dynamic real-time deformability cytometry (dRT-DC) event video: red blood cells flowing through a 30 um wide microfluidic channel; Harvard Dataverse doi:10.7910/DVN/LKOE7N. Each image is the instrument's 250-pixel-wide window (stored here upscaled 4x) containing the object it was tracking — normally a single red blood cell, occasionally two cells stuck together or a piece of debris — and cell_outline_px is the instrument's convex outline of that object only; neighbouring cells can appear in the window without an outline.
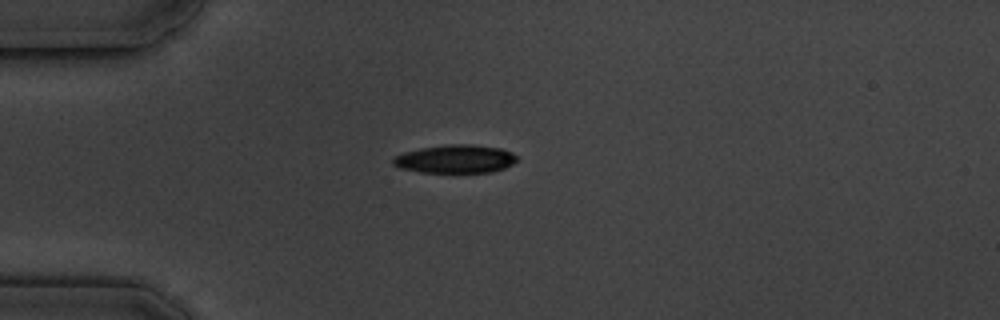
{"species": "common noctule bat (a hibernating species)", "species_latin": "Nyctalus noctula", "temperature_condition": "cold", "stored_images_in_passage": 9, "camera_frame_rate_fps": 3000, "um_per_image_px": 0.085, "animal": {"sex": "male", "body_mass_g": 19.5, "forearm_length_mm": 54.6}, "frame": {"image": 1, "passage_image": 1, "time_ms": 0.0, "image_size_px": [1000, 320], "cell_outline_px": [[516, 160], [512, 164], [504, 168], [492, 172], [420, 172], [400, 168], [392, 164], [392, 160], [396, 156], [404, 152], [420, 148], [444, 144], [472, 144], [500, 148], [512, 152], [516, 156]], "centroid_in_image_um": [38.69, 13.5], "position_along_channel_um": 46.3, "area_um2": 20.4}}
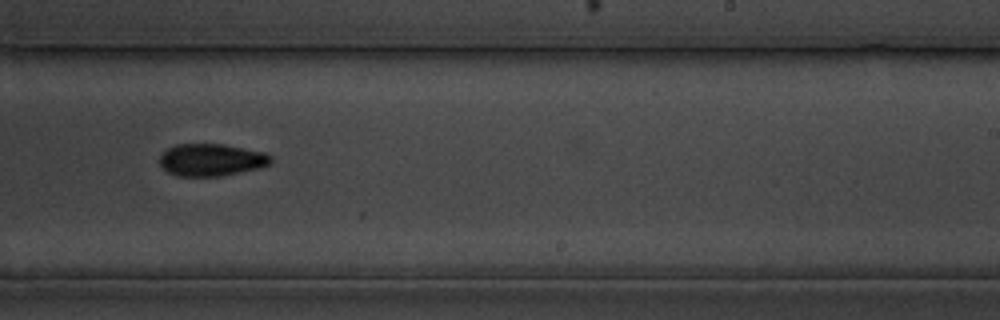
{"frame": {"image": 2, "passage_image": 7, "time_ms": 7.0, "image_size_px": [1000, 320], "cell_outline_px": [[272, 164], [260, 168], [220, 176], [176, 176], [168, 172], [160, 164], [160, 152], [176, 144], [224, 144], [264, 152], [272, 156]], "centroid_in_image_um": [17.97, 13.58], "position_along_channel_um": 271.0, "area_um2": 21.1}}